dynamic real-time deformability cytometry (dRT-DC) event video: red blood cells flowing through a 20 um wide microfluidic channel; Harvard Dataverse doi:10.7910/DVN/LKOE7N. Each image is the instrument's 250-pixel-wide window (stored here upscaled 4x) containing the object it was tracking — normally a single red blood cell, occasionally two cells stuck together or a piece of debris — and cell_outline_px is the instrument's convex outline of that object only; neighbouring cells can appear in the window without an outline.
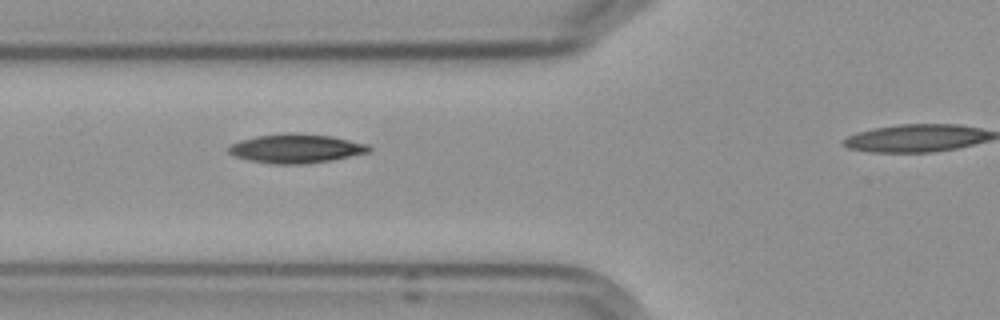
{"species": "Egyptian fruit bat (a non-hibernating species)", "species_latin": "Rousettus aegyptiacus", "temperature_condition": "cold", "stored_images_in_passage": 4, "camera_frame_rate_fps": 3000, "um_per_image_px": 0.085, "frame": {"image": 1, "passage_image": 2, "time_ms": 1.333, "image_size_px": [1000, 320], "cell_outline_px": [[372, 148], [368, 152], [332, 160], [304, 164], [272, 164], [248, 160], [236, 156], [228, 152], [228, 144], [240, 140], [256, 136], [284, 132], [292, 132], [332, 136], [368, 144]], "centroid_in_image_um": [25.13, 12.61], "position_along_channel_um": 100.7, "area_um2": 23.93}}
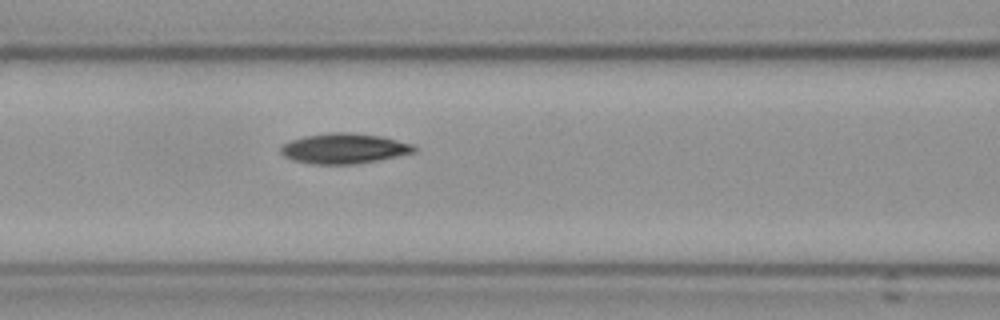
{"frame": {"image": 2, "passage_image": 3, "time_ms": 2.333, "image_size_px": [1000, 320], "cell_outline_px": [[416, 152], [376, 160], [352, 164], [312, 164], [292, 160], [284, 156], [280, 152], [280, 148], [284, 144], [292, 140], [304, 136], [332, 132], [352, 132], [380, 136], [412, 144], [416, 148]], "centroid_in_image_um": [29.22, 12.62], "position_along_channel_um": 137.4, "area_um2": 23.29}}